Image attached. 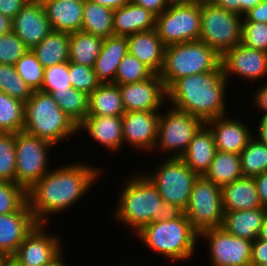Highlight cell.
<instances>
[{
  "label": "cell",
  "mask_w": 267,
  "mask_h": 266,
  "mask_svg": "<svg viewBox=\"0 0 267 266\" xmlns=\"http://www.w3.org/2000/svg\"><path fill=\"white\" fill-rule=\"evenodd\" d=\"M84 162L53 166L27 191V203L38 224H48L52 214L67 212L90 192L103 169Z\"/></svg>",
  "instance_id": "6da1fadb"
},
{
  "label": "cell",
  "mask_w": 267,
  "mask_h": 266,
  "mask_svg": "<svg viewBox=\"0 0 267 266\" xmlns=\"http://www.w3.org/2000/svg\"><path fill=\"white\" fill-rule=\"evenodd\" d=\"M222 65L216 70L177 79L167 91V105L190 113L204 123L228 115L227 87ZM227 109V110H226Z\"/></svg>",
  "instance_id": "7a4b0ae2"
},
{
  "label": "cell",
  "mask_w": 267,
  "mask_h": 266,
  "mask_svg": "<svg viewBox=\"0 0 267 266\" xmlns=\"http://www.w3.org/2000/svg\"><path fill=\"white\" fill-rule=\"evenodd\" d=\"M126 179L121 185L122 192L112 216L117 223L130 227L131 232L136 234L153 221L178 218L184 213L177 205L164 201L143 172Z\"/></svg>",
  "instance_id": "3957f363"
},
{
  "label": "cell",
  "mask_w": 267,
  "mask_h": 266,
  "mask_svg": "<svg viewBox=\"0 0 267 266\" xmlns=\"http://www.w3.org/2000/svg\"><path fill=\"white\" fill-rule=\"evenodd\" d=\"M135 239L146 245L151 252L171 262L188 261L198 250L199 233L183 213L178 218L153 221L136 234Z\"/></svg>",
  "instance_id": "277c9868"
},
{
  "label": "cell",
  "mask_w": 267,
  "mask_h": 266,
  "mask_svg": "<svg viewBox=\"0 0 267 266\" xmlns=\"http://www.w3.org/2000/svg\"><path fill=\"white\" fill-rule=\"evenodd\" d=\"M23 131L56 147L79 133L78 126L58 107L51 94L40 90L25 102Z\"/></svg>",
  "instance_id": "5b68a950"
},
{
  "label": "cell",
  "mask_w": 267,
  "mask_h": 266,
  "mask_svg": "<svg viewBox=\"0 0 267 266\" xmlns=\"http://www.w3.org/2000/svg\"><path fill=\"white\" fill-rule=\"evenodd\" d=\"M220 65L221 56L201 41L172 44L165 47L160 77L167 90L177 79L214 71Z\"/></svg>",
  "instance_id": "8992f818"
},
{
  "label": "cell",
  "mask_w": 267,
  "mask_h": 266,
  "mask_svg": "<svg viewBox=\"0 0 267 266\" xmlns=\"http://www.w3.org/2000/svg\"><path fill=\"white\" fill-rule=\"evenodd\" d=\"M243 16L229 12L211 1H201L199 41L213 48L220 56L242 41Z\"/></svg>",
  "instance_id": "52a82bcc"
},
{
  "label": "cell",
  "mask_w": 267,
  "mask_h": 266,
  "mask_svg": "<svg viewBox=\"0 0 267 266\" xmlns=\"http://www.w3.org/2000/svg\"><path fill=\"white\" fill-rule=\"evenodd\" d=\"M166 109L165 112L161 109L154 150L157 152L159 149L160 153L163 152L164 156L170 158H180L193 136L205 123L200 118L170 105Z\"/></svg>",
  "instance_id": "ba28073f"
},
{
  "label": "cell",
  "mask_w": 267,
  "mask_h": 266,
  "mask_svg": "<svg viewBox=\"0 0 267 266\" xmlns=\"http://www.w3.org/2000/svg\"><path fill=\"white\" fill-rule=\"evenodd\" d=\"M152 171L143 172L158 189L162 199L184 211L198 175L191 171L181 158L170 157L163 158Z\"/></svg>",
  "instance_id": "9c48e42d"
},
{
  "label": "cell",
  "mask_w": 267,
  "mask_h": 266,
  "mask_svg": "<svg viewBox=\"0 0 267 266\" xmlns=\"http://www.w3.org/2000/svg\"><path fill=\"white\" fill-rule=\"evenodd\" d=\"M155 29L165 46L199 41L201 2L170 5L156 17Z\"/></svg>",
  "instance_id": "30bf717a"
},
{
  "label": "cell",
  "mask_w": 267,
  "mask_h": 266,
  "mask_svg": "<svg viewBox=\"0 0 267 266\" xmlns=\"http://www.w3.org/2000/svg\"><path fill=\"white\" fill-rule=\"evenodd\" d=\"M54 145L25 131L16 133V184L28 191L50 169L49 151Z\"/></svg>",
  "instance_id": "8fae6325"
},
{
  "label": "cell",
  "mask_w": 267,
  "mask_h": 266,
  "mask_svg": "<svg viewBox=\"0 0 267 266\" xmlns=\"http://www.w3.org/2000/svg\"><path fill=\"white\" fill-rule=\"evenodd\" d=\"M184 214L198 233L220 228L224 217L221 188L204 176H198Z\"/></svg>",
  "instance_id": "7c38bea8"
},
{
  "label": "cell",
  "mask_w": 267,
  "mask_h": 266,
  "mask_svg": "<svg viewBox=\"0 0 267 266\" xmlns=\"http://www.w3.org/2000/svg\"><path fill=\"white\" fill-rule=\"evenodd\" d=\"M201 238L208 244L210 266H251L252 241L231 235L222 227L202 231L199 242Z\"/></svg>",
  "instance_id": "4fadbf2b"
},
{
  "label": "cell",
  "mask_w": 267,
  "mask_h": 266,
  "mask_svg": "<svg viewBox=\"0 0 267 266\" xmlns=\"http://www.w3.org/2000/svg\"><path fill=\"white\" fill-rule=\"evenodd\" d=\"M48 225L37 224L11 259L19 266H45L54 261L63 252V242L61 235L50 233Z\"/></svg>",
  "instance_id": "5bb4252c"
},
{
  "label": "cell",
  "mask_w": 267,
  "mask_h": 266,
  "mask_svg": "<svg viewBox=\"0 0 267 266\" xmlns=\"http://www.w3.org/2000/svg\"><path fill=\"white\" fill-rule=\"evenodd\" d=\"M221 65L228 82L238 76L253 84L267 77V52L239 43L221 56Z\"/></svg>",
  "instance_id": "9a60e30c"
},
{
  "label": "cell",
  "mask_w": 267,
  "mask_h": 266,
  "mask_svg": "<svg viewBox=\"0 0 267 266\" xmlns=\"http://www.w3.org/2000/svg\"><path fill=\"white\" fill-rule=\"evenodd\" d=\"M125 112L160 111L167 103V91L160 74L145 81L119 85Z\"/></svg>",
  "instance_id": "2e32d148"
},
{
  "label": "cell",
  "mask_w": 267,
  "mask_h": 266,
  "mask_svg": "<svg viewBox=\"0 0 267 266\" xmlns=\"http://www.w3.org/2000/svg\"><path fill=\"white\" fill-rule=\"evenodd\" d=\"M161 111L125 112L122 115L123 145L154 153Z\"/></svg>",
  "instance_id": "e0dca14e"
},
{
  "label": "cell",
  "mask_w": 267,
  "mask_h": 266,
  "mask_svg": "<svg viewBox=\"0 0 267 266\" xmlns=\"http://www.w3.org/2000/svg\"><path fill=\"white\" fill-rule=\"evenodd\" d=\"M52 30L41 0H29L13 18L12 32L29 49L38 45Z\"/></svg>",
  "instance_id": "ac0fdd59"
},
{
  "label": "cell",
  "mask_w": 267,
  "mask_h": 266,
  "mask_svg": "<svg viewBox=\"0 0 267 266\" xmlns=\"http://www.w3.org/2000/svg\"><path fill=\"white\" fill-rule=\"evenodd\" d=\"M37 224L27 202L18 211L0 214V256L11 258Z\"/></svg>",
  "instance_id": "d6986e66"
},
{
  "label": "cell",
  "mask_w": 267,
  "mask_h": 266,
  "mask_svg": "<svg viewBox=\"0 0 267 266\" xmlns=\"http://www.w3.org/2000/svg\"><path fill=\"white\" fill-rule=\"evenodd\" d=\"M229 115L211 119L205 124L214 135L217 151L240 154L254 136V132L250 125H246L236 117L230 118Z\"/></svg>",
  "instance_id": "ffe728a7"
},
{
  "label": "cell",
  "mask_w": 267,
  "mask_h": 266,
  "mask_svg": "<svg viewBox=\"0 0 267 266\" xmlns=\"http://www.w3.org/2000/svg\"><path fill=\"white\" fill-rule=\"evenodd\" d=\"M88 132L91 140L101 145L107 152L115 153L125 147L123 145L122 116L87 115L78 125V132Z\"/></svg>",
  "instance_id": "44dd1931"
},
{
  "label": "cell",
  "mask_w": 267,
  "mask_h": 266,
  "mask_svg": "<svg viewBox=\"0 0 267 266\" xmlns=\"http://www.w3.org/2000/svg\"><path fill=\"white\" fill-rule=\"evenodd\" d=\"M128 52L146 65L154 74H160L164 65L165 45L156 29L127 36Z\"/></svg>",
  "instance_id": "7402d4cb"
},
{
  "label": "cell",
  "mask_w": 267,
  "mask_h": 266,
  "mask_svg": "<svg viewBox=\"0 0 267 266\" xmlns=\"http://www.w3.org/2000/svg\"><path fill=\"white\" fill-rule=\"evenodd\" d=\"M217 152L210 128L204 124L193 136L185 153L180 157L198 176H204Z\"/></svg>",
  "instance_id": "603a6c76"
},
{
  "label": "cell",
  "mask_w": 267,
  "mask_h": 266,
  "mask_svg": "<svg viewBox=\"0 0 267 266\" xmlns=\"http://www.w3.org/2000/svg\"><path fill=\"white\" fill-rule=\"evenodd\" d=\"M156 15L132 0L113 11L114 36H129L156 27Z\"/></svg>",
  "instance_id": "cb8c5ba5"
},
{
  "label": "cell",
  "mask_w": 267,
  "mask_h": 266,
  "mask_svg": "<svg viewBox=\"0 0 267 266\" xmlns=\"http://www.w3.org/2000/svg\"><path fill=\"white\" fill-rule=\"evenodd\" d=\"M127 52V36H111L103 40L93 67L101 83H114L118 66Z\"/></svg>",
  "instance_id": "d4e9b609"
},
{
  "label": "cell",
  "mask_w": 267,
  "mask_h": 266,
  "mask_svg": "<svg viewBox=\"0 0 267 266\" xmlns=\"http://www.w3.org/2000/svg\"><path fill=\"white\" fill-rule=\"evenodd\" d=\"M53 30L66 33L81 31L83 2L41 0Z\"/></svg>",
  "instance_id": "484cf974"
},
{
  "label": "cell",
  "mask_w": 267,
  "mask_h": 266,
  "mask_svg": "<svg viewBox=\"0 0 267 266\" xmlns=\"http://www.w3.org/2000/svg\"><path fill=\"white\" fill-rule=\"evenodd\" d=\"M223 211L262 207L254 177H242L221 188Z\"/></svg>",
  "instance_id": "4316f807"
},
{
  "label": "cell",
  "mask_w": 267,
  "mask_h": 266,
  "mask_svg": "<svg viewBox=\"0 0 267 266\" xmlns=\"http://www.w3.org/2000/svg\"><path fill=\"white\" fill-rule=\"evenodd\" d=\"M267 209L260 207L242 211H224L222 228L231 235L254 241L258 238Z\"/></svg>",
  "instance_id": "83f0119b"
},
{
  "label": "cell",
  "mask_w": 267,
  "mask_h": 266,
  "mask_svg": "<svg viewBox=\"0 0 267 266\" xmlns=\"http://www.w3.org/2000/svg\"><path fill=\"white\" fill-rule=\"evenodd\" d=\"M124 113L119 85L101 83L89 94L87 115L122 116Z\"/></svg>",
  "instance_id": "f1b7e54d"
},
{
  "label": "cell",
  "mask_w": 267,
  "mask_h": 266,
  "mask_svg": "<svg viewBox=\"0 0 267 266\" xmlns=\"http://www.w3.org/2000/svg\"><path fill=\"white\" fill-rule=\"evenodd\" d=\"M70 33L52 30L38 45L31 50L45 68L69 62Z\"/></svg>",
  "instance_id": "f546056e"
},
{
  "label": "cell",
  "mask_w": 267,
  "mask_h": 266,
  "mask_svg": "<svg viewBox=\"0 0 267 266\" xmlns=\"http://www.w3.org/2000/svg\"><path fill=\"white\" fill-rule=\"evenodd\" d=\"M113 9L94 3L83 2V24L81 31L106 39L114 36Z\"/></svg>",
  "instance_id": "4dcf8cb0"
},
{
  "label": "cell",
  "mask_w": 267,
  "mask_h": 266,
  "mask_svg": "<svg viewBox=\"0 0 267 266\" xmlns=\"http://www.w3.org/2000/svg\"><path fill=\"white\" fill-rule=\"evenodd\" d=\"M204 177L220 188L244 177L240 154L217 151Z\"/></svg>",
  "instance_id": "1f68e13d"
},
{
  "label": "cell",
  "mask_w": 267,
  "mask_h": 266,
  "mask_svg": "<svg viewBox=\"0 0 267 266\" xmlns=\"http://www.w3.org/2000/svg\"><path fill=\"white\" fill-rule=\"evenodd\" d=\"M103 40L101 37L83 31L70 33L69 62L94 67Z\"/></svg>",
  "instance_id": "d6a6232c"
},
{
  "label": "cell",
  "mask_w": 267,
  "mask_h": 266,
  "mask_svg": "<svg viewBox=\"0 0 267 266\" xmlns=\"http://www.w3.org/2000/svg\"><path fill=\"white\" fill-rule=\"evenodd\" d=\"M58 107L78 126L88 114L89 95L71 87L67 91L52 92Z\"/></svg>",
  "instance_id": "836d02e7"
},
{
  "label": "cell",
  "mask_w": 267,
  "mask_h": 266,
  "mask_svg": "<svg viewBox=\"0 0 267 266\" xmlns=\"http://www.w3.org/2000/svg\"><path fill=\"white\" fill-rule=\"evenodd\" d=\"M25 103L0 91V132L23 131Z\"/></svg>",
  "instance_id": "e575fe53"
},
{
  "label": "cell",
  "mask_w": 267,
  "mask_h": 266,
  "mask_svg": "<svg viewBox=\"0 0 267 266\" xmlns=\"http://www.w3.org/2000/svg\"><path fill=\"white\" fill-rule=\"evenodd\" d=\"M241 169L244 177H255L267 171V145L254 136L240 152Z\"/></svg>",
  "instance_id": "d590c367"
},
{
  "label": "cell",
  "mask_w": 267,
  "mask_h": 266,
  "mask_svg": "<svg viewBox=\"0 0 267 266\" xmlns=\"http://www.w3.org/2000/svg\"><path fill=\"white\" fill-rule=\"evenodd\" d=\"M0 91L24 103L34 92L17 73L15 65L4 63H0Z\"/></svg>",
  "instance_id": "8d00e7d4"
},
{
  "label": "cell",
  "mask_w": 267,
  "mask_h": 266,
  "mask_svg": "<svg viewBox=\"0 0 267 266\" xmlns=\"http://www.w3.org/2000/svg\"><path fill=\"white\" fill-rule=\"evenodd\" d=\"M154 73L132 54L127 52L118 66L114 84L124 85L147 80Z\"/></svg>",
  "instance_id": "74e56055"
},
{
  "label": "cell",
  "mask_w": 267,
  "mask_h": 266,
  "mask_svg": "<svg viewBox=\"0 0 267 266\" xmlns=\"http://www.w3.org/2000/svg\"><path fill=\"white\" fill-rule=\"evenodd\" d=\"M16 134L0 132V181L16 183Z\"/></svg>",
  "instance_id": "f35d334b"
},
{
  "label": "cell",
  "mask_w": 267,
  "mask_h": 266,
  "mask_svg": "<svg viewBox=\"0 0 267 266\" xmlns=\"http://www.w3.org/2000/svg\"><path fill=\"white\" fill-rule=\"evenodd\" d=\"M20 77L33 91L41 90L43 84L44 67L37 56L29 49L15 64Z\"/></svg>",
  "instance_id": "ab89813d"
},
{
  "label": "cell",
  "mask_w": 267,
  "mask_h": 266,
  "mask_svg": "<svg viewBox=\"0 0 267 266\" xmlns=\"http://www.w3.org/2000/svg\"><path fill=\"white\" fill-rule=\"evenodd\" d=\"M69 81V62L52 65L44 69L42 92H63L71 88Z\"/></svg>",
  "instance_id": "60d3db41"
},
{
  "label": "cell",
  "mask_w": 267,
  "mask_h": 266,
  "mask_svg": "<svg viewBox=\"0 0 267 266\" xmlns=\"http://www.w3.org/2000/svg\"><path fill=\"white\" fill-rule=\"evenodd\" d=\"M27 202V191L16 183L0 181V214L18 211Z\"/></svg>",
  "instance_id": "b9f144b4"
},
{
  "label": "cell",
  "mask_w": 267,
  "mask_h": 266,
  "mask_svg": "<svg viewBox=\"0 0 267 266\" xmlns=\"http://www.w3.org/2000/svg\"><path fill=\"white\" fill-rule=\"evenodd\" d=\"M69 81L73 88L88 95L101 84L93 67L72 62H69Z\"/></svg>",
  "instance_id": "7bdbcfd3"
},
{
  "label": "cell",
  "mask_w": 267,
  "mask_h": 266,
  "mask_svg": "<svg viewBox=\"0 0 267 266\" xmlns=\"http://www.w3.org/2000/svg\"><path fill=\"white\" fill-rule=\"evenodd\" d=\"M28 50L29 48L12 31L0 36V63L15 65Z\"/></svg>",
  "instance_id": "ee69618b"
},
{
  "label": "cell",
  "mask_w": 267,
  "mask_h": 266,
  "mask_svg": "<svg viewBox=\"0 0 267 266\" xmlns=\"http://www.w3.org/2000/svg\"><path fill=\"white\" fill-rule=\"evenodd\" d=\"M241 43L247 47L267 52V24L243 21Z\"/></svg>",
  "instance_id": "f6af8a7d"
},
{
  "label": "cell",
  "mask_w": 267,
  "mask_h": 266,
  "mask_svg": "<svg viewBox=\"0 0 267 266\" xmlns=\"http://www.w3.org/2000/svg\"><path fill=\"white\" fill-rule=\"evenodd\" d=\"M254 93L251 92V100L250 104H253L254 109L259 110L262 115L260 117L267 116V83L266 80L263 84H259L258 89L255 87ZM253 97V98H252ZM263 113H262V112Z\"/></svg>",
  "instance_id": "bcb514c9"
},
{
  "label": "cell",
  "mask_w": 267,
  "mask_h": 266,
  "mask_svg": "<svg viewBox=\"0 0 267 266\" xmlns=\"http://www.w3.org/2000/svg\"><path fill=\"white\" fill-rule=\"evenodd\" d=\"M251 265H267V241L258 238L252 241Z\"/></svg>",
  "instance_id": "7dc6e473"
},
{
  "label": "cell",
  "mask_w": 267,
  "mask_h": 266,
  "mask_svg": "<svg viewBox=\"0 0 267 266\" xmlns=\"http://www.w3.org/2000/svg\"><path fill=\"white\" fill-rule=\"evenodd\" d=\"M243 21L261 22L267 24V0H263L243 15Z\"/></svg>",
  "instance_id": "c3c4849f"
},
{
  "label": "cell",
  "mask_w": 267,
  "mask_h": 266,
  "mask_svg": "<svg viewBox=\"0 0 267 266\" xmlns=\"http://www.w3.org/2000/svg\"><path fill=\"white\" fill-rule=\"evenodd\" d=\"M29 0H0V13L13 19Z\"/></svg>",
  "instance_id": "681fc988"
},
{
  "label": "cell",
  "mask_w": 267,
  "mask_h": 266,
  "mask_svg": "<svg viewBox=\"0 0 267 266\" xmlns=\"http://www.w3.org/2000/svg\"><path fill=\"white\" fill-rule=\"evenodd\" d=\"M137 5L143 7L145 10H148L159 16L163 11H165L170 5L166 0H132Z\"/></svg>",
  "instance_id": "f907efd6"
},
{
  "label": "cell",
  "mask_w": 267,
  "mask_h": 266,
  "mask_svg": "<svg viewBox=\"0 0 267 266\" xmlns=\"http://www.w3.org/2000/svg\"><path fill=\"white\" fill-rule=\"evenodd\" d=\"M254 180L257 185L258 195L263 208L267 209V171L256 175Z\"/></svg>",
  "instance_id": "816d5d0a"
},
{
  "label": "cell",
  "mask_w": 267,
  "mask_h": 266,
  "mask_svg": "<svg viewBox=\"0 0 267 266\" xmlns=\"http://www.w3.org/2000/svg\"><path fill=\"white\" fill-rule=\"evenodd\" d=\"M216 6L223 8L229 12L242 15L243 0H210Z\"/></svg>",
  "instance_id": "f5cc1de1"
},
{
  "label": "cell",
  "mask_w": 267,
  "mask_h": 266,
  "mask_svg": "<svg viewBox=\"0 0 267 266\" xmlns=\"http://www.w3.org/2000/svg\"><path fill=\"white\" fill-rule=\"evenodd\" d=\"M257 123L258 128L255 129L257 133H253L255 134L254 137L267 145V116L260 117Z\"/></svg>",
  "instance_id": "db71d44e"
},
{
  "label": "cell",
  "mask_w": 267,
  "mask_h": 266,
  "mask_svg": "<svg viewBox=\"0 0 267 266\" xmlns=\"http://www.w3.org/2000/svg\"><path fill=\"white\" fill-rule=\"evenodd\" d=\"M90 1L115 10L121 6H124L131 0H90Z\"/></svg>",
  "instance_id": "11a10c76"
},
{
  "label": "cell",
  "mask_w": 267,
  "mask_h": 266,
  "mask_svg": "<svg viewBox=\"0 0 267 266\" xmlns=\"http://www.w3.org/2000/svg\"><path fill=\"white\" fill-rule=\"evenodd\" d=\"M13 19L0 13V36L12 31Z\"/></svg>",
  "instance_id": "9f6ffc18"
},
{
  "label": "cell",
  "mask_w": 267,
  "mask_h": 266,
  "mask_svg": "<svg viewBox=\"0 0 267 266\" xmlns=\"http://www.w3.org/2000/svg\"><path fill=\"white\" fill-rule=\"evenodd\" d=\"M263 0H243L242 2V16L248 12L250 9L254 8Z\"/></svg>",
  "instance_id": "6f0895ef"
},
{
  "label": "cell",
  "mask_w": 267,
  "mask_h": 266,
  "mask_svg": "<svg viewBox=\"0 0 267 266\" xmlns=\"http://www.w3.org/2000/svg\"><path fill=\"white\" fill-rule=\"evenodd\" d=\"M63 252L51 263L45 265V266H68V263L65 260V256H63Z\"/></svg>",
  "instance_id": "680465c9"
},
{
  "label": "cell",
  "mask_w": 267,
  "mask_h": 266,
  "mask_svg": "<svg viewBox=\"0 0 267 266\" xmlns=\"http://www.w3.org/2000/svg\"><path fill=\"white\" fill-rule=\"evenodd\" d=\"M258 239L267 241V215L265 216L263 225H262L260 233L258 235Z\"/></svg>",
  "instance_id": "91938a15"
},
{
  "label": "cell",
  "mask_w": 267,
  "mask_h": 266,
  "mask_svg": "<svg viewBox=\"0 0 267 266\" xmlns=\"http://www.w3.org/2000/svg\"><path fill=\"white\" fill-rule=\"evenodd\" d=\"M4 266H19L13 259L4 256Z\"/></svg>",
  "instance_id": "94428289"
},
{
  "label": "cell",
  "mask_w": 267,
  "mask_h": 266,
  "mask_svg": "<svg viewBox=\"0 0 267 266\" xmlns=\"http://www.w3.org/2000/svg\"><path fill=\"white\" fill-rule=\"evenodd\" d=\"M166 1L168 2L169 5H172V4H186L193 2L194 0H166Z\"/></svg>",
  "instance_id": "6125c7cd"
},
{
  "label": "cell",
  "mask_w": 267,
  "mask_h": 266,
  "mask_svg": "<svg viewBox=\"0 0 267 266\" xmlns=\"http://www.w3.org/2000/svg\"><path fill=\"white\" fill-rule=\"evenodd\" d=\"M0 266H4V256H0Z\"/></svg>",
  "instance_id": "be15d7a7"
},
{
  "label": "cell",
  "mask_w": 267,
  "mask_h": 266,
  "mask_svg": "<svg viewBox=\"0 0 267 266\" xmlns=\"http://www.w3.org/2000/svg\"><path fill=\"white\" fill-rule=\"evenodd\" d=\"M60 1H76V2H84L85 0H60Z\"/></svg>",
  "instance_id": "e7e4bbea"
},
{
  "label": "cell",
  "mask_w": 267,
  "mask_h": 266,
  "mask_svg": "<svg viewBox=\"0 0 267 266\" xmlns=\"http://www.w3.org/2000/svg\"><path fill=\"white\" fill-rule=\"evenodd\" d=\"M115 266H132V265H124V264H119V265H115Z\"/></svg>",
  "instance_id": "03108f58"
},
{
  "label": "cell",
  "mask_w": 267,
  "mask_h": 266,
  "mask_svg": "<svg viewBox=\"0 0 267 266\" xmlns=\"http://www.w3.org/2000/svg\"><path fill=\"white\" fill-rule=\"evenodd\" d=\"M194 1H200L201 2V1H210V0H194Z\"/></svg>",
  "instance_id": "003e7915"
},
{
  "label": "cell",
  "mask_w": 267,
  "mask_h": 266,
  "mask_svg": "<svg viewBox=\"0 0 267 266\" xmlns=\"http://www.w3.org/2000/svg\"><path fill=\"white\" fill-rule=\"evenodd\" d=\"M251 266H267V265H251Z\"/></svg>",
  "instance_id": "a7ac6f4b"
}]
</instances>
